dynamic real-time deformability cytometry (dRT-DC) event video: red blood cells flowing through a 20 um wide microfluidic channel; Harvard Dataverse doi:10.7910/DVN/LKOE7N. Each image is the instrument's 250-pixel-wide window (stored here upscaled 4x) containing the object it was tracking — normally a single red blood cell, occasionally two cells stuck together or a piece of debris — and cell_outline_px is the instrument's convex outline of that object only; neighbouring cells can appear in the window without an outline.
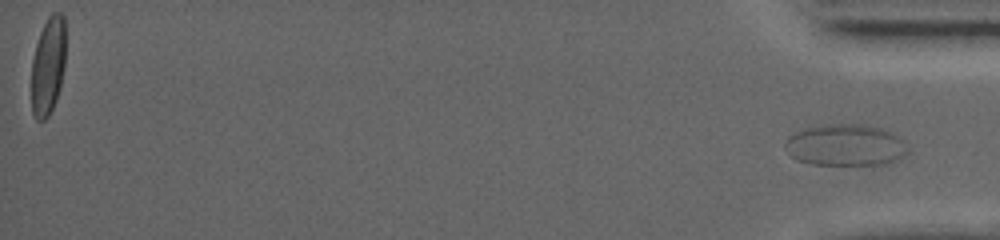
{"species": "common noctule bat (a hibernating species)", "species_latin": "Nyctalus noctula", "temperature_condition": "warm", "stored_images_in_passage": 30, "segment_of_instrument_passage": [2, 2], "camera_frame_rate_fps": 5000, "um_per_image_px": 0.085, "animal": {"sex": "female", "body_mass_g": 19.0, "forearm_length_mm": 53.3}, "frame": {"image": 1, "passage_image": 30, "time_ms": 15.6, "image_size_px": [1000, 240], "cell_outline_px": [[896, 156], [892, 160], [884, 164], [812, 164], [800, 160], [792, 156], [784, 144], [788, 136], [796, 132], [824, 124], [864, 124], [880, 128], [896, 136]], "centroid_in_image_um": [71.63, 12.31], "position_along_channel_um": 363.6, "area_um2": 27.74}}